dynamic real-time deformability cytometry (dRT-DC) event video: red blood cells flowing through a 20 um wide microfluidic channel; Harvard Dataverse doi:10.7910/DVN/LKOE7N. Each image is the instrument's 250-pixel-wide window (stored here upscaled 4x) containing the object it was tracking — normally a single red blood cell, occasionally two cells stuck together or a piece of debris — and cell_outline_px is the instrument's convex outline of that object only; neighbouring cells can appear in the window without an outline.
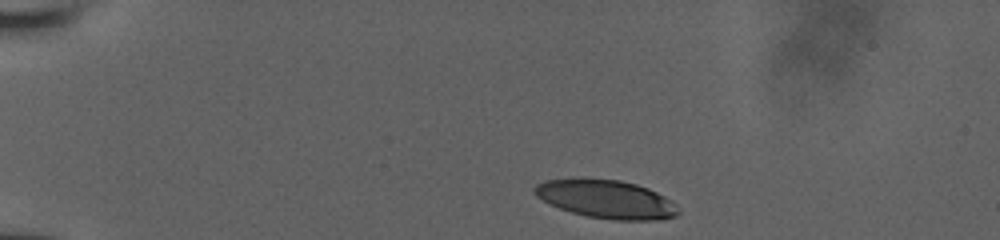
{"species": "human", "species_latin": "Homo sapiens", "temperature_condition": "room temperature", "stored_images_in_passage": 23, "camera_frame_rate_fps": 3000, "um_per_image_px": 0.085, "donor": {"sex": "male"}, "frame": {"image": 1, "passage_image": 1, "time_ms": 0.0, "image_size_px": [1000, 240], "cell_outline_px": [[680, 212], [676, 216], [660, 220], [612, 220], [588, 216], [572, 212], [560, 208], [536, 196], [532, 192], [532, 188], [536, 184], [544, 180], [580, 176], [620, 180], [636, 184], [648, 188], [672, 200], [676, 204]], "centroid_in_image_um": [51.51, 16.89], "position_along_channel_um": 33.5, "area_um2": 32.77}}
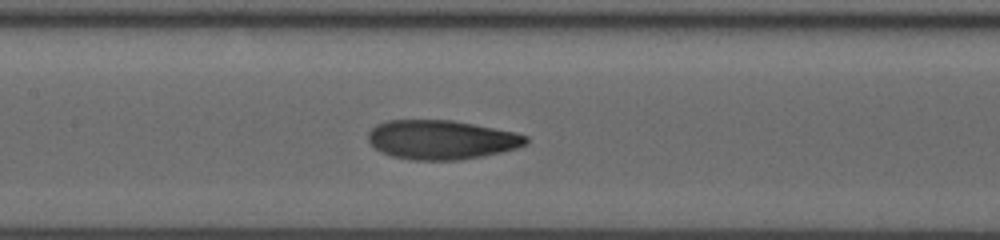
{"frame": {"image": 2, "passage_image": 10, "time_ms": 5.333, "image_size_px": [1000, 240], "cell_outline_px": [[528, 144], [516, 148], [484, 156], [460, 160], [412, 160], [392, 156], [380, 152], [368, 140], [368, 132], [376, 124], [388, 120], [452, 120], [516, 132], [528, 136]], "centroid_in_image_um": [37.53, 11.88], "position_along_channel_um": 169.9, "area_um2": 36.18}}
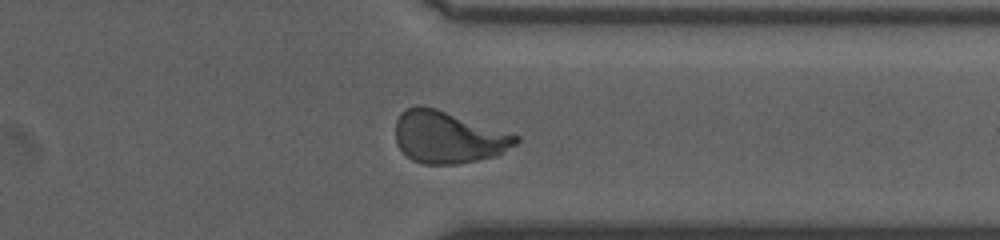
{"frame": {"image": 3, "passage_image": 20, "time_ms": 10.333, "image_size_px": [1000, 240], "cell_outline_px": [[520, 140], [516, 144], [492, 156], [476, 160], [456, 164], [424, 164], [412, 160], [396, 144], [396, 120], [400, 112], [416, 104], [420, 104], [436, 108], [520, 136]], "centroid_in_image_um": [38.04, 11.64], "position_along_channel_um": 373.4, "area_um2": 36.18}}